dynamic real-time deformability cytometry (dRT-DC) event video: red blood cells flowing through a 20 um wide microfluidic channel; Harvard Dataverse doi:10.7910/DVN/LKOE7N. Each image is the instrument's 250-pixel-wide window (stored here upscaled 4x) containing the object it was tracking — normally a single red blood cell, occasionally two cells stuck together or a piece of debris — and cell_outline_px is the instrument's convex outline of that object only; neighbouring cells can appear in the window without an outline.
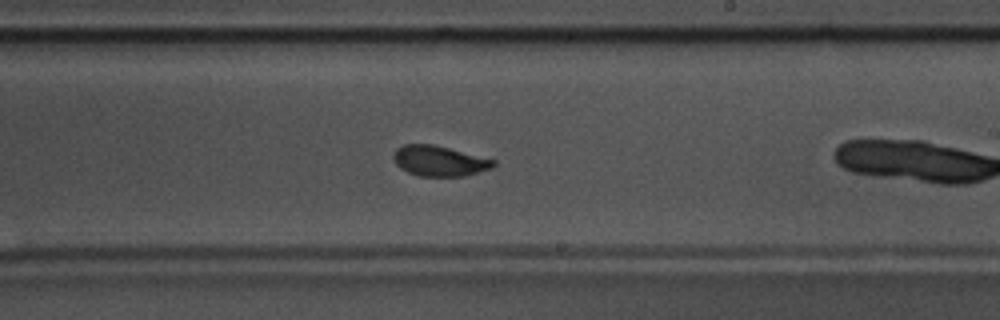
{"species": "common noctule bat (a hibernating species)", "species_latin": "Nyctalus noctula", "temperature_condition": "warm", "stored_images_in_passage": 27, "camera_frame_rate_fps": 3000, "um_per_image_px": 0.085, "animal": {"sex": "male", "body_mass_g": 17.5, "forearm_length_mm": 52.3}, "frame": {"image": 1, "passage_image": 16, "time_ms": 5.0, "image_size_px": [1000, 320], "cell_outline_px": [[496, 164], [492, 168], [464, 176], [420, 176], [408, 172], [400, 168], [396, 164], [392, 156], [396, 148], [404, 144], [432, 144], [496, 160]], "centroid_in_image_um": [37.32, 13.68], "position_along_channel_um": 251.7, "area_um2": 17.63}}